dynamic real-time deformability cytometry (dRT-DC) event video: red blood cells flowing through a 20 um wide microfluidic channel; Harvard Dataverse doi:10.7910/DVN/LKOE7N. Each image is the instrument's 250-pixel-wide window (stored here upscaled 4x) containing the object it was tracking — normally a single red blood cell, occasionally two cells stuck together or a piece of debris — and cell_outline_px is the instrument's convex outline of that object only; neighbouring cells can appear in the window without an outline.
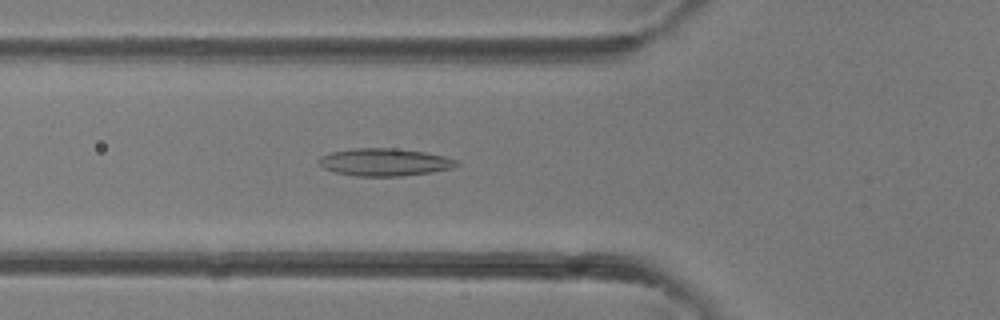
{"species": "common noctule bat (a hibernating species)", "species_latin": "Nyctalus noctula", "temperature_condition": "room temperature", "stored_images_in_passage": 38, "camera_frame_rate_fps": 3000, "um_per_image_px": 0.085, "animal": {"sex": "female"}, "frame": {"image": 1, "passage_image": 13, "time_ms": 4.0, "image_size_px": [1000, 320], "cell_outline_px": [[460, 164], [452, 168], [432, 172], [400, 176], [356, 176], [332, 172], [324, 168], [316, 160], [320, 156], [332, 152], [352, 148], [392, 148], [424, 152], [444, 156], [456, 160]], "centroid_in_image_um": [32.65, 13.78], "position_along_channel_um": 93.1, "area_um2": 22.14}}
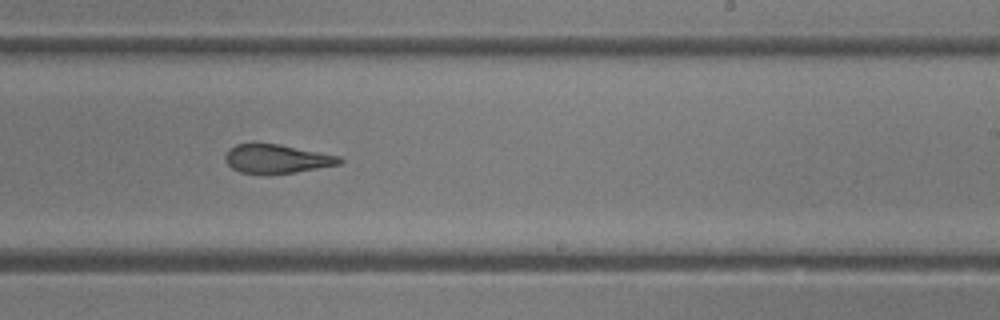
{"frame": {"image": 2, "passage_image": 23, "time_ms": 7.333, "image_size_px": [1000, 320], "cell_outline_px": [[344, 160], [340, 164], [296, 172], [240, 172], [232, 168], [228, 164], [224, 156], [228, 148], [236, 144], [276, 144], [340, 156]], "centroid_in_image_um": [23.53, 13.48], "position_along_channel_um": 265.5, "area_um2": 18.55}}
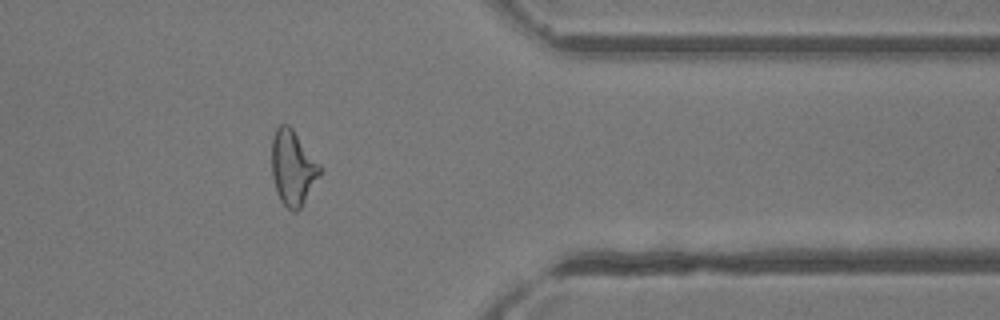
{"frame": {"image": 3, "passage_image": 31, "time_ms": 10.0, "image_size_px": [1000, 320], "cell_outline_px": [[320, 172], [300, 208], [296, 212], [292, 212], [280, 200], [276, 192], [272, 176], [272, 140], [276, 128], [280, 124], [288, 124], [292, 128], [320, 164]], "centroid_in_image_um": [24.85, 14.24], "position_along_channel_um": 386.5, "area_um2": 20.63}}